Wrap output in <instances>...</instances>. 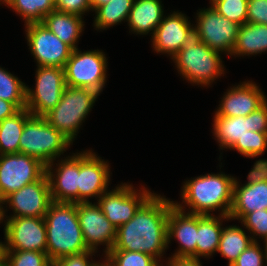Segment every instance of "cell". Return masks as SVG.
Instances as JSON below:
<instances>
[{
	"label": "cell",
	"mask_w": 267,
	"mask_h": 266,
	"mask_svg": "<svg viewBox=\"0 0 267 266\" xmlns=\"http://www.w3.org/2000/svg\"><path fill=\"white\" fill-rule=\"evenodd\" d=\"M96 253L98 252L88 250L83 253L65 256L52 263V266H94L97 261L93 260L92 257Z\"/></svg>",
	"instance_id": "cell-39"
},
{
	"label": "cell",
	"mask_w": 267,
	"mask_h": 266,
	"mask_svg": "<svg viewBox=\"0 0 267 266\" xmlns=\"http://www.w3.org/2000/svg\"><path fill=\"white\" fill-rule=\"evenodd\" d=\"M267 52V25L244 23L240 25L231 57L256 56Z\"/></svg>",
	"instance_id": "cell-25"
},
{
	"label": "cell",
	"mask_w": 267,
	"mask_h": 266,
	"mask_svg": "<svg viewBox=\"0 0 267 266\" xmlns=\"http://www.w3.org/2000/svg\"><path fill=\"white\" fill-rule=\"evenodd\" d=\"M134 0H110L107 4L97 8L93 27L95 30H106L123 21L127 22Z\"/></svg>",
	"instance_id": "cell-29"
},
{
	"label": "cell",
	"mask_w": 267,
	"mask_h": 266,
	"mask_svg": "<svg viewBox=\"0 0 267 266\" xmlns=\"http://www.w3.org/2000/svg\"><path fill=\"white\" fill-rule=\"evenodd\" d=\"M247 22L267 25V0H248Z\"/></svg>",
	"instance_id": "cell-40"
},
{
	"label": "cell",
	"mask_w": 267,
	"mask_h": 266,
	"mask_svg": "<svg viewBox=\"0 0 267 266\" xmlns=\"http://www.w3.org/2000/svg\"><path fill=\"white\" fill-rule=\"evenodd\" d=\"M230 150H236L246 158H257L267 150V132L247 131L241 141H237Z\"/></svg>",
	"instance_id": "cell-33"
},
{
	"label": "cell",
	"mask_w": 267,
	"mask_h": 266,
	"mask_svg": "<svg viewBox=\"0 0 267 266\" xmlns=\"http://www.w3.org/2000/svg\"><path fill=\"white\" fill-rule=\"evenodd\" d=\"M2 222V219H1V204H0V225H1Z\"/></svg>",
	"instance_id": "cell-50"
},
{
	"label": "cell",
	"mask_w": 267,
	"mask_h": 266,
	"mask_svg": "<svg viewBox=\"0 0 267 266\" xmlns=\"http://www.w3.org/2000/svg\"><path fill=\"white\" fill-rule=\"evenodd\" d=\"M163 5L162 0H134L127 20L129 33L153 37L164 17Z\"/></svg>",
	"instance_id": "cell-22"
},
{
	"label": "cell",
	"mask_w": 267,
	"mask_h": 266,
	"mask_svg": "<svg viewBox=\"0 0 267 266\" xmlns=\"http://www.w3.org/2000/svg\"><path fill=\"white\" fill-rule=\"evenodd\" d=\"M55 10L81 17L92 11L90 0H55Z\"/></svg>",
	"instance_id": "cell-38"
},
{
	"label": "cell",
	"mask_w": 267,
	"mask_h": 266,
	"mask_svg": "<svg viewBox=\"0 0 267 266\" xmlns=\"http://www.w3.org/2000/svg\"><path fill=\"white\" fill-rule=\"evenodd\" d=\"M73 142L50 125L43 116H31L24 125L19 153L33 156L47 165L68 150Z\"/></svg>",
	"instance_id": "cell-6"
},
{
	"label": "cell",
	"mask_w": 267,
	"mask_h": 266,
	"mask_svg": "<svg viewBox=\"0 0 267 266\" xmlns=\"http://www.w3.org/2000/svg\"><path fill=\"white\" fill-rule=\"evenodd\" d=\"M4 221V250H31L46 252V226L44 218H1Z\"/></svg>",
	"instance_id": "cell-15"
},
{
	"label": "cell",
	"mask_w": 267,
	"mask_h": 266,
	"mask_svg": "<svg viewBox=\"0 0 267 266\" xmlns=\"http://www.w3.org/2000/svg\"><path fill=\"white\" fill-rule=\"evenodd\" d=\"M35 87L27 85L26 109L33 116H44L61 100L66 88L64 68L37 66Z\"/></svg>",
	"instance_id": "cell-8"
},
{
	"label": "cell",
	"mask_w": 267,
	"mask_h": 266,
	"mask_svg": "<svg viewBox=\"0 0 267 266\" xmlns=\"http://www.w3.org/2000/svg\"><path fill=\"white\" fill-rule=\"evenodd\" d=\"M83 20L79 15L54 10L46 15L41 23L74 50L78 48L77 43L84 31Z\"/></svg>",
	"instance_id": "cell-24"
},
{
	"label": "cell",
	"mask_w": 267,
	"mask_h": 266,
	"mask_svg": "<svg viewBox=\"0 0 267 266\" xmlns=\"http://www.w3.org/2000/svg\"><path fill=\"white\" fill-rule=\"evenodd\" d=\"M245 184L267 181V159H258L247 175Z\"/></svg>",
	"instance_id": "cell-42"
},
{
	"label": "cell",
	"mask_w": 267,
	"mask_h": 266,
	"mask_svg": "<svg viewBox=\"0 0 267 266\" xmlns=\"http://www.w3.org/2000/svg\"><path fill=\"white\" fill-rule=\"evenodd\" d=\"M111 266H162L156 258L149 254L126 251L110 250L104 257Z\"/></svg>",
	"instance_id": "cell-32"
},
{
	"label": "cell",
	"mask_w": 267,
	"mask_h": 266,
	"mask_svg": "<svg viewBox=\"0 0 267 266\" xmlns=\"http://www.w3.org/2000/svg\"><path fill=\"white\" fill-rule=\"evenodd\" d=\"M236 178L220 172L185 180L180 192L182 203L173 201V204L191 214L214 215L212 212L218 209V215L229 216Z\"/></svg>",
	"instance_id": "cell-2"
},
{
	"label": "cell",
	"mask_w": 267,
	"mask_h": 266,
	"mask_svg": "<svg viewBox=\"0 0 267 266\" xmlns=\"http://www.w3.org/2000/svg\"><path fill=\"white\" fill-rule=\"evenodd\" d=\"M260 246V241L252 242L231 266H267L265 249Z\"/></svg>",
	"instance_id": "cell-37"
},
{
	"label": "cell",
	"mask_w": 267,
	"mask_h": 266,
	"mask_svg": "<svg viewBox=\"0 0 267 266\" xmlns=\"http://www.w3.org/2000/svg\"><path fill=\"white\" fill-rule=\"evenodd\" d=\"M167 239L168 248L171 239L179 244L172 256L196 258L197 214L182 211L173 205L167 221Z\"/></svg>",
	"instance_id": "cell-20"
},
{
	"label": "cell",
	"mask_w": 267,
	"mask_h": 266,
	"mask_svg": "<svg viewBox=\"0 0 267 266\" xmlns=\"http://www.w3.org/2000/svg\"><path fill=\"white\" fill-rule=\"evenodd\" d=\"M209 4L228 20L239 25L247 23L248 0H212Z\"/></svg>",
	"instance_id": "cell-35"
},
{
	"label": "cell",
	"mask_w": 267,
	"mask_h": 266,
	"mask_svg": "<svg viewBox=\"0 0 267 266\" xmlns=\"http://www.w3.org/2000/svg\"><path fill=\"white\" fill-rule=\"evenodd\" d=\"M173 205V200L154 193L132 219L117 229L112 250L142 252L162 262L168 249L167 221Z\"/></svg>",
	"instance_id": "cell-1"
},
{
	"label": "cell",
	"mask_w": 267,
	"mask_h": 266,
	"mask_svg": "<svg viewBox=\"0 0 267 266\" xmlns=\"http://www.w3.org/2000/svg\"><path fill=\"white\" fill-rule=\"evenodd\" d=\"M26 89L24 82L0 66V99L12 102L19 110L24 109Z\"/></svg>",
	"instance_id": "cell-31"
},
{
	"label": "cell",
	"mask_w": 267,
	"mask_h": 266,
	"mask_svg": "<svg viewBox=\"0 0 267 266\" xmlns=\"http://www.w3.org/2000/svg\"><path fill=\"white\" fill-rule=\"evenodd\" d=\"M1 3L22 17L25 25L42 22L55 10V0H1Z\"/></svg>",
	"instance_id": "cell-30"
},
{
	"label": "cell",
	"mask_w": 267,
	"mask_h": 266,
	"mask_svg": "<svg viewBox=\"0 0 267 266\" xmlns=\"http://www.w3.org/2000/svg\"><path fill=\"white\" fill-rule=\"evenodd\" d=\"M220 52L201 42L199 32L193 27L187 34L181 50L171 60L178 74L190 84L209 88L226 73ZM223 74V75H222Z\"/></svg>",
	"instance_id": "cell-4"
},
{
	"label": "cell",
	"mask_w": 267,
	"mask_h": 266,
	"mask_svg": "<svg viewBox=\"0 0 267 266\" xmlns=\"http://www.w3.org/2000/svg\"><path fill=\"white\" fill-rule=\"evenodd\" d=\"M99 95L92 89L66 86L59 103L43 117L74 142Z\"/></svg>",
	"instance_id": "cell-5"
},
{
	"label": "cell",
	"mask_w": 267,
	"mask_h": 266,
	"mask_svg": "<svg viewBox=\"0 0 267 266\" xmlns=\"http://www.w3.org/2000/svg\"><path fill=\"white\" fill-rule=\"evenodd\" d=\"M109 162L90 150L79 152L78 202H89L109 189L111 170Z\"/></svg>",
	"instance_id": "cell-16"
},
{
	"label": "cell",
	"mask_w": 267,
	"mask_h": 266,
	"mask_svg": "<svg viewBox=\"0 0 267 266\" xmlns=\"http://www.w3.org/2000/svg\"><path fill=\"white\" fill-rule=\"evenodd\" d=\"M25 35L36 66L65 67L73 49L43 23L26 24Z\"/></svg>",
	"instance_id": "cell-13"
},
{
	"label": "cell",
	"mask_w": 267,
	"mask_h": 266,
	"mask_svg": "<svg viewBox=\"0 0 267 266\" xmlns=\"http://www.w3.org/2000/svg\"><path fill=\"white\" fill-rule=\"evenodd\" d=\"M252 242L244 227L242 229L239 225H229L222 229L217 253L228 260V266H231Z\"/></svg>",
	"instance_id": "cell-28"
},
{
	"label": "cell",
	"mask_w": 267,
	"mask_h": 266,
	"mask_svg": "<svg viewBox=\"0 0 267 266\" xmlns=\"http://www.w3.org/2000/svg\"><path fill=\"white\" fill-rule=\"evenodd\" d=\"M52 202L50 184L45 173L39 180L12 192L2 201L1 218H44ZM7 208L12 209L13 214L8 216Z\"/></svg>",
	"instance_id": "cell-10"
},
{
	"label": "cell",
	"mask_w": 267,
	"mask_h": 266,
	"mask_svg": "<svg viewBox=\"0 0 267 266\" xmlns=\"http://www.w3.org/2000/svg\"><path fill=\"white\" fill-rule=\"evenodd\" d=\"M166 260V266H202L200 259L195 257L171 256Z\"/></svg>",
	"instance_id": "cell-43"
},
{
	"label": "cell",
	"mask_w": 267,
	"mask_h": 266,
	"mask_svg": "<svg viewBox=\"0 0 267 266\" xmlns=\"http://www.w3.org/2000/svg\"><path fill=\"white\" fill-rule=\"evenodd\" d=\"M198 10L194 28L199 32L201 42L231 57L240 25L220 15L211 5Z\"/></svg>",
	"instance_id": "cell-12"
},
{
	"label": "cell",
	"mask_w": 267,
	"mask_h": 266,
	"mask_svg": "<svg viewBox=\"0 0 267 266\" xmlns=\"http://www.w3.org/2000/svg\"><path fill=\"white\" fill-rule=\"evenodd\" d=\"M267 101L262 89L253 80H245L238 85H232L223 97L214 116L245 117L256 111Z\"/></svg>",
	"instance_id": "cell-18"
},
{
	"label": "cell",
	"mask_w": 267,
	"mask_h": 266,
	"mask_svg": "<svg viewBox=\"0 0 267 266\" xmlns=\"http://www.w3.org/2000/svg\"><path fill=\"white\" fill-rule=\"evenodd\" d=\"M267 210V181L244 184L236 178L229 218L240 220L245 214L256 210Z\"/></svg>",
	"instance_id": "cell-21"
},
{
	"label": "cell",
	"mask_w": 267,
	"mask_h": 266,
	"mask_svg": "<svg viewBox=\"0 0 267 266\" xmlns=\"http://www.w3.org/2000/svg\"><path fill=\"white\" fill-rule=\"evenodd\" d=\"M229 216L197 214L196 258H210L217 252L223 222L230 221Z\"/></svg>",
	"instance_id": "cell-23"
},
{
	"label": "cell",
	"mask_w": 267,
	"mask_h": 266,
	"mask_svg": "<svg viewBox=\"0 0 267 266\" xmlns=\"http://www.w3.org/2000/svg\"><path fill=\"white\" fill-rule=\"evenodd\" d=\"M18 111L19 109L12 102L0 99V122L13 116Z\"/></svg>",
	"instance_id": "cell-44"
},
{
	"label": "cell",
	"mask_w": 267,
	"mask_h": 266,
	"mask_svg": "<svg viewBox=\"0 0 267 266\" xmlns=\"http://www.w3.org/2000/svg\"><path fill=\"white\" fill-rule=\"evenodd\" d=\"M212 133L219 149H230L250 131L249 115L242 117L213 116Z\"/></svg>",
	"instance_id": "cell-26"
},
{
	"label": "cell",
	"mask_w": 267,
	"mask_h": 266,
	"mask_svg": "<svg viewBox=\"0 0 267 266\" xmlns=\"http://www.w3.org/2000/svg\"><path fill=\"white\" fill-rule=\"evenodd\" d=\"M110 0H90L92 12H94L100 6L107 4Z\"/></svg>",
	"instance_id": "cell-45"
},
{
	"label": "cell",
	"mask_w": 267,
	"mask_h": 266,
	"mask_svg": "<svg viewBox=\"0 0 267 266\" xmlns=\"http://www.w3.org/2000/svg\"><path fill=\"white\" fill-rule=\"evenodd\" d=\"M0 266H8L7 260L4 256L0 259Z\"/></svg>",
	"instance_id": "cell-48"
},
{
	"label": "cell",
	"mask_w": 267,
	"mask_h": 266,
	"mask_svg": "<svg viewBox=\"0 0 267 266\" xmlns=\"http://www.w3.org/2000/svg\"><path fill=\"white\" fill-rule=\"evenodd\" d=\"M250 131L267 132V101L249 114Z\"/></svg>",
	"instance_id": "cell-41"
},
{
	"label": "cell",
	"mask_w": 267,
	"mask_h": 266,
	"mask_svg": "<svg viewBox=\"0 0 267 266\" xmlns=\"http://www.w3.org/2000/svg\"><path fill=\"white\" fill-rule=\"evenodd\" d=\"M8 266H52L46 252L29 250H4Z\"/></svg>",
	"instance_id": "cell-34"
},
{
	"label": "cell",
	"mask_w": 267,
	"mask_h": 266,
	"mask_svg": "<svg viewBox=\"0 0 267 266\" xmlns=\"http://www.w3.org/2000/svg\"><path fill=\"white\" fill-rule=\"evenodd\" d=\"M46 173V165L26 154L0 155V204L12 192L39 180Z\"/></svg>",
	"instance_id": "cell-11"
},
{
	"label": "cell",
	"mask_w": 267,
	"mask_h": 266,
	"mask_svg": "<svg viewBox=\"0 0 267 266\" xmlns=\"http://www.w3.org/2000/svg\"><path fill=\"white\" fill-rule=\"evenodd\" d=\"M76 209L87 248L98 252V246L106 245L102 253L105 256L114 247L117 228L106 218L97 202H77Z\"/></svg>",
	"instance_id": "cell-14"
},
{
	"label": "cell",
	"mask_w": 267,
	"mask_h": 266,
	"mask_svg": "<svg viewBox=\"0 0 267 266\" xmlns=\"http://www.w3.org/2000/svg\"><path fill=\"white\" fill-rule=\"evenodd\" d=\"M239 222L246 232L250 233L253 242H258V239L263 241L267 239V210L260 209L251 213L245 214ZM253 235V236H252ZM259 236V237H257Z\"/></svg>",
	"instance_id": "cell-36"
},
{
	"label": "cell",
	"mask_w": 267,
	"mask_h": 266,
	"mask_svg": "<svg viewBox=\"0 0 267 266\" xmlns=\"http://www.w3.org/2000/svg\"><path fill=\"white\" fill-rule=\"evenodd\" d=\"M141 187L138 190L132 183L124 182L98 198L97 203L103 214L117 229L132 219L138 209L154 194L144 185Z\"/></svg>",
	"instance_id": "cell-9"
},
{
	"label": "cell",
	"mask_w": 267,
	"mask_h": 266,
	"mask_svg": "<svg viewBox=\"0 0 267 266\" xmlns=\"http://www.w3.org/2000/svg\"><path fill=\"white\" fill-rule=\"evenodd\" d=\"M46 165L53 202H78L79 152ZM56 165V166H55ZM57 167V168H55ZM54 168V169H53Z\"/></svg>",
	"instance_id": "cell-17"
},
{
	"label": "cell",
	"mask_w": 267,
	"mask_h": 266,
	"mask_svg": "<svg viewBox=\"0 0 267 266\" xmlns=\"http://www.w3.org/2000/svg\"><path fill=\"white\" fill-rule=\"evenodd\" d=\"M31 116V113L24 108L0 122V155L19 153L20 137L25 122Z\"/></svg>",
	"instance_id": "cell-27"
},
{
	"label": "cell",
	"mask_w": 267,
	"mask_h": 266,
	"mask_svg": "<svg viewBox=\"0 0 267 266\" xmlns=\"http://www.w3.org/2000/svg\"><path fill=\"white\" fill-rule=\"evenodd\" d=\"M188 19L185 13L179 11H173L167 16L165 13L151 38L152 50L157 54H166L170 58L177 54L181 50L188 32L194 27V24Z\"/></svg>",
	"instance_id": "cell-19"
},
{
	"label": "cell",
	"mask_w": 267,
	"mask_h": 266,
	"mask_svg": "<svg viewBox=\"0 0 267 266\" xmlns=\"http://www.w3.org/2000/svg\"><path fill=\"white\" fill-rule=\"evenodd\" d=\"M94 266H111L110 263L105 259L102 262L100 260Z\"/></svg>",
	"instance_id": "cell-46"
},
{
	"label": "cell",
	"mask_w": 267,
	"mask_h": 266,
	"mask_svg": "<svg viewBox=\"0 0 267 266\" xmlns=\"http://www.w3.org/2000/svg\"><path fill=\"white\" fill-rule=\"evenodd\" d=\"M46 253L52 263L88 251L79 224L76 203L52 202L44 217Z\"/></svg>",
	"instance_id": "cell-3"
},
{
	"label": "cell",
	"mask_w": 267,
	"mask_h": 266,
	"mask_svg": "<svg viewBox=\"0 0 267 266\" xmlns=\"http://www.w3.org/2000/svg\"><path fill=\"white\" fill-rule=\"evenodd\" d=\"M107 60L99 49L72 50L64 67L66 86L88 88L101 94L107 83Z\"/></svg>",
	"instance_id": "cell-7"
},
{
	"label": "cell",
	"mask_w": 267,
	"mask_h": 266,
	"mask_svg": "<svg viewBox=\"0 0 267 266\" xmlns=\"http://www.w3.org/2000/svg\"><path fill=\"white\" fill-rule=\"evenodd\" d=\"M263 247H264V249H265V256H266V264H267V239H265L264 241H263Z\"/></svg>",
	"instance_id": "cell-49"
},
{
	"label": "cell",
	"mask_w": 267,
	"mask_h": 266,
	"mask_svg": "<svg viewBox=\"0 0 267 266\" xmlns=\"http://www.w3.org/2000/svg\"><path fill=\"white\" fill-rule=\"evenodd\" d=\"M4 256V242L0 241V259Z\"/></svg>",
	"instance_id": "cell-47"
}]
</instances>
